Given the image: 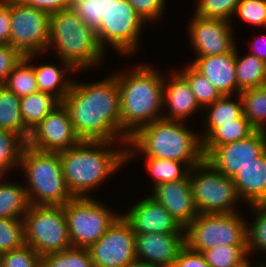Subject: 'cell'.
<instances>
[{
    "mask_svg": "<svg viewBox=\"0 0 266 267\" xmlns=\"http://www.w3.org/2000/svg\"><path fill=\"white\" fill-rule=\"evenodd\" d=\"M62 103L80 140L123 142L120 93L115 75L97 83L73 81Z\"/></svg>",
    "mask_w": 266,
    "mask_h": 267,
    "instance_id": "6da1fadb",
    "label": "cell"
},
{
    "mask_svg": "<svg viewBox=\"0 0 266 267\" xmlns=\"http://www.w3.org/2000/svg\"><path fill=\"white\" fill-rule=\"evenodd\" d=\"M114 75L120 93L121 139L128 143L140 127L163 118L165 77L145 64L137 65L130 74Z\"/></svg>",
    "mask_w": 266,
    "mask_h": 267,
    "instance_id": "7a4b0ae2",
    "label": "cell"
},
{
    "mask_svg": "<svg viewBox=\"0 0 266 267\" xmlns=\"http://www.w3.org/2000/svg\"><path fill=\"white\" fill-rule=\"evenodd\" d=\"M115 143L81 140L58 153L65 182L73 197H89L90 190L99 187L119 167L124 166L128 160L127 149H110Z\"/></svg>",
    "mask_w": 266,
    "mask_h": 267,
    "instance_id": "3957f363",
    "label": "cell"
},
{
    "mask_svg": "<svg viewBox=\"0 0 266 267\" xmlns=\"http://www.w3.org/2000/svg\"><path fill=\"white\" fill-rule=\"evenodd\" d=\"M129 144L132 149H127V159L138 150L146 157L180 161L189 169L205 159L200 136L187 129L184 121L155 120L130 136Z\"/></svg>",
    "mask_w": 266,
    "mask_h": 267,
    "instance_id": "277c9868",
    "label": "cell"
},
{
    "mask_svg": "<svg viewBox=\"0 0 266 267\" xmlns=\"http://www.w3.org/2000/svg\"><path fill=\"white\" fill-rule=\"evenodd\" d=\"M52 46L64 65L63 71L68 75L70 71H83L103 62L105 51L98 42L96 32L71 8L50 14L47 49Z\"/></svg>",
    "mask_w": 266,
    "mask_h": 267,
    "instance_id": "5b68a950",
    "label": "cell"
},
{
    "mask_svg": "<svg viewBox=\"0 0 266 267\" xmlns=\"http://www.w3.org/2000/svg\"><path fill=\"white\" fill-rule=\"evenodd\" d=\"M19 166L28 185L26 194L30 205H65L74 198L64 179L58 153L39 151L25 146Z\"/></svg>",
    "mask_w": 266,
    "mask_h": 267,
    "instance_id": "8992f818",
    "label": "cell"
},
{
    "mask_svg": "<svg viewBox=\"0 0 266 267\" xmlns=\"http://www.w3.org/2000/svg\"><path fill=\"white\" fill-rule=\"evenodd\" d=\"M23 221L25 244L41 257L72 247L64 205H30Z\"/></svg>",
    "mask_w": 266,
    "mask_h": 267,
    "instance_id": "52a82bcc",
    "label": "cell"
},
{
    "mask_svg": "<svg viewBox=\"0 0 266 267\" xmlns=\"http://www.w3.org/2000/svg\"><path fill=\"white\" fill-rule=\"evenodd\" d=\"M247 221L238 211L227 214H198L184 229L186 246L196 252L222 245H247Z\"/></svg>",
    "mask_w": 266,
    "mask_h": 267,
    "instance_id": "ba28073f",
    "label": "cell"
},
{
    "mask_svg": "<svg viewBox=\"0 0 266 267\" xmlns=\"http://www.w3.org/2000/svg\"><path fill=\"white\" fill-rule=\"evenodd\" d=\"M189 179L191 193L200 214L236 212L234 204L241 198L233 179L219 173L205 159L190 169Z\"/></svg>",
    "mask_w": 266,
    "mask_h": 267,
    "instance_id": "9c48e42d",
    "label": "cell"
},
{
    "mask_svg": "<svg viewBox=\"0 0 266 267\" xmlns=\"http://www.w3.org/2000/svg\"><path fill=\"white\" fill-rule=\"evenodd\" d=\"M90 197H74L64 205L72 247L89 248L120 216Z\"/></svg>",
    "mask_w": 266,
    "mask_h": 267,
    "instance_id": "30bf717a",
    "label": "cell"
},
{
    "mask_svg": "<svg viewBox=\"0 0 266 267\" xmlns=\"http://www.w3.org/2000/svg\"><path fill=\"white\" fill-rule=\"evenodd\" d=\"M11 34L9 45L23 56L47 51L50 14L11 0Z\"/></svg>",
    "mask_w": 266,
    "mask_h": 267,
    "instance_id": "8fae6325",
    "label": "cell"
},
{
    "mask_svg": "<svg viewBox=\"0 0 266 267\" xmlns=\"http://www.w3.org/2000/svg\"><path fill=\"white\" fill-rule=\"evenodd\" d=\"M144 22L127 0H118L110 7L105 19H102L100 29L96 32L103 51L106 48L105 44H109L120 54L134 52Z\"/></svg>",
    "mask_w": 266,
    "mask_h": 267,
    "instance_id": "7c38bea8",
    "label": "cell"
},
{
    "mask_svg": "<svg viewBox=\"0 0 266 267\" xmlns=\"http://www.w3.org/2000/svg\"><path fill=\"white\" fill-rule=\"evenodd\" d=\"M88 250L94 267H125L136 260L135 233L121 214Z\"/></svg>",
    "mask_w": 266,
    "mask_h": 267,
    "instance_id": "4fadbf2b",
    "label": "cell"
},
{
    "mask_svg": "<svg viewBox=\"0 0 266 267\" xmlns=\"http://www.w3.org/2000/svg\"><path fill=\"white\" fill-rule=\"evenodd\" d=\"M80 141L68 109L61 103L30 131L26 145L39 151L60 153Z\"/></svg>",
    "mask_w": 266,
    "mask_h": 267,
    "instance_id": "5bb4252c",
    "label": "cell"
},
{
    "mask_svg": "<svg viewBox=\"0 0 266 267\" xmlns=\"http://www.w3.org/2000/svg\"><path fill=\"white\" fill-rule=\"evenodd\" d=\"M266 151V131L255 130L248 137L216 147L205 160L219 173L233 179Z\"/></svg>",
    "mask_w": 266,
    "mask_h": 267,
    "instance_id": "9a60e30c",
    "label": "cell"
},
{
    "mask_svg": "<svg viewBox=\"0 0 266 267\" xmlns=\"http://www.w3.org/2000/svg\"><path fill=\"white\" fill-rule=\"evenodd\" d=\"M230 21L199 17L194 14L189 25L190 41L197 57L223 55L232 52L234 38Z\"/></svg>",
    "mask_w": 266,
    "mask_h": 267,
    "instance_id": "2e32d148",
    "label": "cell"
},
{
    "mask_svg": "<svg viewBox=\"0 0 266 267\" xmlns=\"http://www.w3.org/2000/svg\"><path fill=\"white\" fill-rule=\"evenodd\" d=\"M131 225L135 234H185L184 228L166 208L152 197H145L122 215Z\"/></svg>",
    "mask_w": 266,
    "mask_h": 267,
    "instance_id": "e0dca14e",
    "label": "cell"
},
{
    "mask_svg": "<svg viewBox=\"0 0 266 267\" xmlns=\"http://www.w3.org/2000/svg\"><path fill=\"white\" fill-rule=\"evenodd\" d=\"M152 189L150 197L163 205L184 229L199 214L191 193L189 173L184 179L160 183Z\"/></svg>",
    "mask_w": 266,
    "mask_h": 267,
    "instance_id": "ac0fdd59",
    "label": "cell"
},
{
    "mask_svg": "<svg viewBox=\"0 0 266 267\" xmlns=\"http://www.w3.org/2000/svg\"><path fill=\"white\" fill-rule=\"evenodd\" d=\"M185 245V234H135L136 259L159 267H172Z\"/></svg>",
    "mask_w": 266,
    "mask_h": 267,
    "instance_id": "d6986e66",
    "label": "cell"
},
{
    "mask_svg": "<svg viewBox=\"0 0 266 267\" xmlns=\"http://www.w3.org/2000/svg\"><path fill=\"white\" fill-rule=\"evenodd\" d=\"M236 47L232 52L223 55L201 56L191 65L214 85L221 95L238 93L236 77Z\"/></svg>",
    "mask_w": 266,
    "mask_h": 267,
    "instance_id": "ffe728a7",
    "label": "cell"
},
{
    "mask_svg": "<svg viewBox=\"0 0 266 267\" xmlns=\"http://www.w3.org/2000/svg\"><path fill=\"white\" fill-rule=\"evenodd\" d=\"M163 105L164 108L168 105L170 112L163 113V118L180 122L201 108L187 79L177 71L171 74L170 80L164 78Z\"/></svg>",
    "mask_w": 266,
    "mask_h": 267,
    "instance_id": "44dd1931",
    "label": "cell"
},
{
    "mask_svg": "<svg viewBox=\"0 0 266 267\" xmlns=\"http://www.w3.org/2000/svg\"><path fill=\"white\" fill-rule=\"evenodd\" d=\"M239 197L248 203L266 204V151L233 178Z\"/></svg>",
    "mask_w": 266,
    "mask_h": 267,
    "instance_id": "7402d4cb",
    "label": "cell"
},
{
    "mask_svg": "<svg viewBox=\"0 0 266 267\" xmlns=\"http://www.w3.org/2000/svg\"><path fill=\"white\" fill-rule=\"evenodd\" d=\"M256 129L248 119L242 115L233 122L220 123L203 141L202 151L206 158L216 147L244 139L251 135Z\"/></svg>",
    "mask_w": 266,
    "mask_h": 267,
    "instance_id": "603a6c76",
    "label": "cell"
},
{
    "mask_svg": "<svg viewBox=\"0 0 266 267\" xmlns=\"http://www.w3.org/2000/svg\"><path fill=\"white\" fill-rule=\"evenodd\" d=\"M62 102L52 94L36 92L20 98L24 125L31 131Z\"/></svg>",
    "mask_w": 266,
    "mask_h": 267,
    "instance_id": "cb8c5ba5",
    "label": "cell"
},
{
    "mask_svg": "<svg viewBox=\"0 0 266 267\" xmlns=\"http://www.w3.org/2000/svg\"><path fill=\"white\" fill-rule=\"evenodd\" d=\"M0 129L13 132L25 141L30 135L22 120L20 98L4 85H0Z\"/></svg>",
    "mask_w": 266,
    "mask_h": 267,
    "instance_id": "d4e9b609",
    "label": "cell"
},
{
    "mask_svg": "<svg viewBox=\"0 0 266 267\" xmlns=\"http://www.w3.org/2000/svg\"><path fill=\"white\" fill-rule=\"evenodd\" d=\"M238 95V100L234 102L231 95H223L213 104L206 106L207 112L205 120V132L200 136L203 141L220 123L233 122L243 115L242 101Z\"/></svg>",
    "mask_w": 266,
    "mask_h": 267,
    "instance_id": "484cf974",
    "label": "cell"
},
{
    "mask_svg": "<svg viewBox=\"0 0 266 267\" xmlns=\"http://www.w3.org/2000/svg\"><path fill=\"white\" fill-rule=\"evenodd\" d=\"M1 178L4 179L3 175H0V218L23 219L30 206L25 186Z\"/></svg>",
    "mask_w": 266,
    "mask_h": 267,
    "instance_id": "4316f807",
    "label": "cell"
},
{
    "mask_svg": "<svg viewBox=\"0 0 266 267\" xmlns=\"http://www.w3.org/2000/svg\"><path fill=\"white\" fill-rule=\"evenodd\" d=\"M56 66L52 64L34 66V73L38 91L52 94L62 102L70 92L73 80L67 78V75L64 78L65 73Z\"/></svg>",
    "mask_w": 266,
    "mask_h": 267,
    "instance_id": "83f0119b",
    "label": "cell"
},
{
    "mask_svg": "<svg viewBox=\"0 0 266 267\" xmlns=\"http://www.w3.org/2000/svg\"><path fill=\"white\" fill-rule=\"evenodd\" d=\"M236 50V77L238 93L242 90L256 88L266 84L265 61L248 54L240 58Z\"/></svg>",
    "mask_w": 266,
    "mask_h": 267,
    "instance_id": "f1b7e54d",
    "label": "cell"
},
{
    "mask_svg": "<svg viewBox=\"0 0 266 267\" xmlns=\"http://www.w3.org/2000/svg\"><path fill=\"white\" fill-rule=\"evenodd\" d=\"M35 54L23 56L9 73L4 86L19 98L38 92L34 65L29 63Z\"/></svg>",
    "mask_w": 266,
    "mask_h": 267,
    "instance_id": "f546056e",
    "label": "cell"
},
{
    "mask_svg": "<svg viewBox=\"0 0 266 267\" xmlns=\"http://www.w3.org/2000/svg\"><path fill=\"white\" fill-rule=\"evenodd\" d=\"M243 115L256 130L266 131V84L242 90Z\"/></svg>",
    "mask_w": 266,
    "mask_h": 267,
    "instance_id": "4dcf8cb0",
    "label": "cell"
},
{
    "mask_svg": "<svg viewBox=\"0 0 266 267\" xmlns=\"http://www.w3.org/2000/svg\"><path fill=\"white\" fill-rule=\"evenodd\" d=\"M146 167L147 171L151 173L152 177L155 179L153 187L160 183L184 179L190 171V169L186 168L187 166L180 161L154 157H147Z\"/></svg>",
    "mask_w": 266,
    "mask_h": 267,
    "instance_id": "1f68e13d",
    "label": "cell"
},
{
    "mask_svg": "<svg viewBox=\"0 0 266 267\" xmlns=\"http://www.w3.org/2000/svg\"><path fill=\"white\" fill-rule=\"evenodd\" d=\"M210 267H237L248 260L247 245H222L202 252Z\"/></svg>",
    "mask_w": 266,
    "mask_h": 267,
    "instance_id": "d6a6232c",
    "label": "cell"
},
{
    "mask_svg": "<svg viewBox=\"0 0 266 267\" xmlns=\"http://www.w3.org/2000/svg\"><path fill=\"white\" fill-rule=\"evenodd\" d=\"M118 0H72L71 9L89 27L97 32L102 24V19L112 5Z\"/></svg>",
    "mask_w": 266,
    "mask_h": 267,
    "instance_id": "836d02e7",
    "label": "cell"
},
{
    "mask_svg": "<svg viewBox=\"0 0 266 267\" xmlns=\"http://www.w3.org/2000/svg\"><path fill=\"white\" fill-rule=\"evenodd\" d=\"M26 141L19 135L0 129V175L19 165ZM9 169V170H8Z\"/></svg>",
    "mask_w": 266,
    "mask_h": 267,
    "instance_id": "e575fe53",
    "label": "cell"
},
{
    "mask_svg": "<svg viewBox=\"0 0 266 267\" xmlns=\"http://www.w3.org/2000/svg\"><path fill=\"white\" fill-rule=\"evenodd\" d=\"M180 73L187 79L201 108L213 104L222 96L207 77L197 71L191 64Z\"/></svg>",
    "mask_w": 266,
    "mask_h": 267,
    "instance_id": "d590c367",
    "label": "cell"
},
{
    "mask_svg": "<svg viewBox=\"0 0 266 267\" xmlns=\"http://www.w3.org/2000/svg\"><path fill=\"white\" fill-rule=\"evenodd\" d=\"M41 267H94L88 248L70 247L51 253L41 260Z\"/></svg>",
    "mask_w": 266,
    "mask_h": 267,
    "instance_id": "8d00e7d4",
    "label": "cell"
},
{
    "mask_svg": "<svg viewBox=\"0 0 266 267\" xmlns=\"http://www.w3.org/2000/svg\"><path fill=\"white\" fill-rule=\"evenodd\" d=\"M25 245L24 221L16 218H0V254Z\"/></svg>",
    "mask_w": 266,
    "mask_h": 267,
    "instance_id": "74e56055",
    "label": "cell"
},
{
    "mask_svg": "<svg viewBox=\"0 0 266 267\" xmlns=\"http://www.w3.org/2000/svg\"><path fill=\"white\" fill-rule=\"evenodd\" d=\"M250 206L254 211L256 210L257 216L252 224L247 225V250L249 255L253 249L266 252V204Z\"/></svg>",
    "mask_w": 266,
    "mask_h": 267,
    "instance_id": "f35d334b",
    "label": "cell"
},
{
    "mask_svg": "<svg viewBox=\"0 0 266 267\" xmlns=\"http://www.w3.org/2000/svg\"><path fill=\"white\" fill-rule=\"evenodd\" d=\"M240 0H198L194 13L199 17L223 19L230 21L235 16L237 4Z\"/></svg>",
    "mask_w": 266,
    "mask_h": 267,
    "instance_id": "ab89813d",
    "label": "cell"
},
{
    "mask_svg": "<svg viewBox=\"0 0 266 267\" xmlns=\"http://www.w3.org/2000/svg\"><path fill=\"white\" fill-rule=\"evenodd\" d=\"M42 257L30 246L0 254V267H41Z\"/></svg>",
    "mask_w": 266,
    "mask_h": 267,
    "instance_id": "60d3db41",
    "label": "cell"
},
{
    "mask_svg": "<svg viewBox=\"0 0 266 267\" xmlns=\"http://www.w3.org/2000/svg\"><path fill=\"white\" fill-rule=\"evenodd\" d=\"M236 14L245 22L266 27V0H240Z\"/></svg>",
    "mask_w": 266,
    "mask_h": 267,
    "instance_id": "b9f144b4",
    "label": "cell"
},
{
    "mask_svg": "<svg viewBox=\"0 0 266 267\" xmlns=\"http://www.w3.org/2000/svg\"><path fill=\"white\" fill-rule=\"evenodd\" d=\"M133 9L146 22L158 20L164 12L165 0H127Z\"/></svg>",
    "mask_w": 266,
    "mask_h": 267,
    "instance_id": "7bdbcfd3",
    "label": "cell"
},
{
    "mask_svg": "<svg viewBox=\"0 0 266 267\" xmlns=\"http://www.w3.org/2000/svg\"><path fill=\"white\" fill-rule=\"evenodd\" d=\"M23 55L9 44H0V85H4L9 73Z\"/></svg>",
    "mask_w": 266,
    "mask_h": 267,
    "instance_id": "ee69618b",
    "label": "cell"
},
{
    "mask_svg": "<svg viewBox=\"0 0 266 267\" xmlns=\"http://www.w3.org/2000/svg\"><path fill=\"white\" fill-rule=\"evenodd\" d=\"M172 267H210V265L202 253L193 251L185 245Z\"/></svg>",
    "mask_w": 266,
    "mask_h": 267,
    "instance_id": "f6af8a7d",
    "label": "cell"
},
{
    "mask_svg": "<svg viewBox=\"0 0 266 267\" xmlns=\"http://www.w3.org/2000/svg\"><path fill=\"white\" fill-rule=\"evenodd\" d=\"M23 5H28L49 14L71 8L72 0H18Z\"/></svg>",
    "mask_w": 266,
    "mask_h": 267,
    "instance_id": "bcb514c9",
    "label": "cell"
},
{
    "mask_svg": "<svg viewBox=\"0 0 266 267\" xmlns=\"http://www.w3.org/2000/svg\"><path fill=\"white\" fill-rule=\"evenodd\" d=\"M11 0H0V44H9L11 34Z\"/></svg>",
    "mask_w": 266,
    "mask_h": 267,
    "instance_id": "7dc6e473",
    "label": "cell"
},
{
    "mask_svg": "<svg viewBox=\"0 0 266 267\" xmlns=\"http://www.w3.org/2000/svg\"><path fill=\"white\" fill-rule=\"evenodd\" d=\"M263 38V39H262ZM260 40L262 39V41H264L263 43H262V41L261 42H259V41H257L258 39H256V38H254V41L255 42H253L252 43V46H251V48H252V52L253 53H250V54H252V55H255L257 58H259V59H261V60H263V61H265L266 60V35L264 36H262L261 38H259ZM260 43H262V45H264V47H262L261 48V46H259V44ZM261 45V44H260ZM257 46H258V48H257Z\"/></svg>",
    "mask_w": 266,
    "mask_h": 267,
    "instance_id": "c3c4849f",
    "label": "cell"
},
{
    "mask_svg": "<svg viewBox=\"0 0 266 267\" xmlns=\"http://www.w3.org/2000/svg\"><path fill=\"white\" fill-rule=\"evenodd\" d=\"M125 267H159V266H155L149 263H145L143 261L140 260H134L132 263H129L128 265H126Z\"/></svg>",
    "mask_w": 266,
    "mask_h": 267,
    "instance_id": "681fc988",
    "label": "cell"
},
{
    "mask_svg": "<svg viewBox=\"0 0 266 267\" xmlns=\"http://www.w3.org/2000/svg\"><path fill=\"white\" fill-rule=\"evenodd\" d=\"M264 265H265V264H259L258 267H264ZM237 267H252V265L250 264V261H249V259H248L244 264L239 265V266H237ZM255 267H257V266H255Z\"/></svg>",
    "mask_w": 266,
    "mask_h": 267,
    "instance_id": "f907efd6",
    "label": "cell"
}]
</instances>
